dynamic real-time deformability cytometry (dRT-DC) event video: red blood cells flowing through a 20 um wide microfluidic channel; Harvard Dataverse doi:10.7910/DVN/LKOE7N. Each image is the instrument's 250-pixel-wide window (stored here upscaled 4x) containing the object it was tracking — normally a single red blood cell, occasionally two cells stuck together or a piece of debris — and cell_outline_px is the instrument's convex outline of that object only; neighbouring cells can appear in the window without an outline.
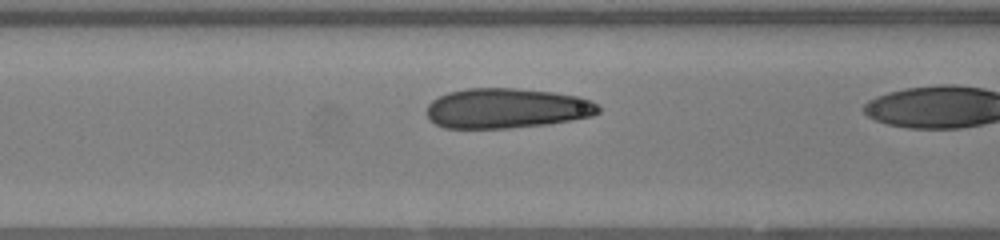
{"species": "human", "species_latin": "Homo sapiens", "temperature_condition": "warm", "stored_images_in_passage": 21, "camera_frame_rate_fps": 3000, "um_per_image_px": 0.085, "donor": {"sex": "female"}, "frame": {"image": 1, "passage_image": 10, "time_ms": 3.0, "image_size_px": [1000, 240], "cell_outline_px": [[600, 112], [592, 116], [548, 124], [508, 128], [444, 128], [428, 120], [428, 104], [432, 100], [448, 92], [468, 88], [516, 88], [552, 92], [580, 96], [592, 100], [600, 108]], "centroid_in_image_um": [43.08, 9.2], "position_along_channel_um": 123.5, "area_um2": 40.17}}
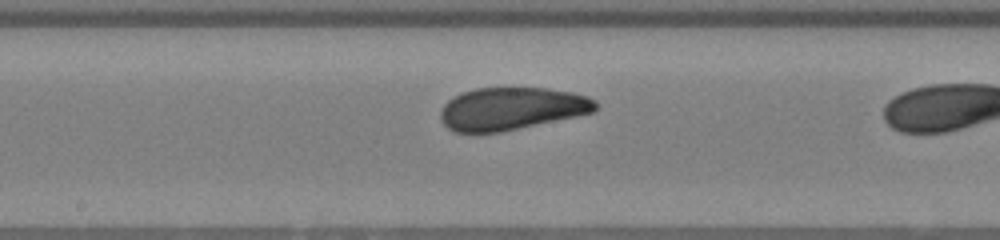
{"frame": {"image": 2, "passage_image": 16, "time_ms": 5.0, "image_size_px": [1000, 240], "cell_outline_px": [[596, 108], [592, 112], [576, 116], [500, 132], [452, 132], [444, 124], [440, 116], [440, 112], [444, 104], [448, 100], [464, 92], [476, 88], [548, 88], [572, 92], [588, 96], [596, 100]], "centroid_in_image_um": [43.48, 9.23], "position_along_channel_um": 204.7, "area_um2": 38.21}}
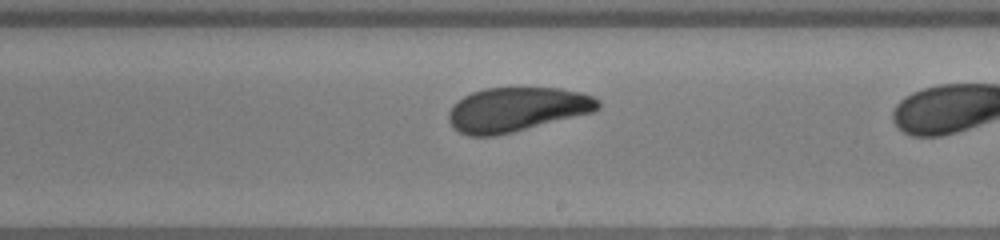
{"frame": {"image": 3, "passage_image": 19, "time_ms": 6.0, "image_size_px": [1000, 240], "cell_outline_px": [[600, 108], [592, 112], [512, 132], [492, 136], [468, 136], [452, 128], [448, 120], [448, 112], [452, 104], [456, 100], [472, 92], [484, 88], [560, 88], [580, 92], [592, 96], [600, 100]], "centroid_in_image_um": [43.87, 9.3], "position_along_channel_um": 245.1, "area_um2": 38.55}}